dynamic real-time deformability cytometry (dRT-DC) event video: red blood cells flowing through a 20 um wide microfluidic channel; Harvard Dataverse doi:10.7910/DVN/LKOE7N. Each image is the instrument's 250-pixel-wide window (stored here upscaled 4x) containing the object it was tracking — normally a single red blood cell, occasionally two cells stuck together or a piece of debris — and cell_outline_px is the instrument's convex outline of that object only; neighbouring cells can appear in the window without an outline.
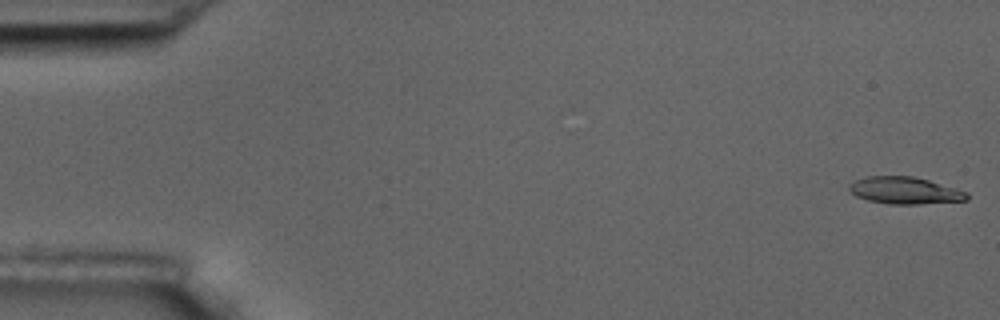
{"species": "common noctule bat (a hibernating species)", "species_latin": "Nyctalus noctula", "temperature_condition": "room temperature", "stored_images_in_passage": 55, "camera_frame_rate_fps": 3000, "um_per_image_px": 0.085, "animal": {"sex": "male", "body_mass_g": 17.5, "forearm_length_mm": 52.3}, "frame": {"image": 1, "passage_image": 1, "time_ms": 0.0, "image_size_px": [1000, 320], "cell_outline_px": [[968, 200], [920, 204], [888, 204], [868, 200], [856, 196], [848, 188], [848, 184], [856, 180], [868, 176], [912, 176], [928, 180], [956, 188], [968, 192]], "centroid_in_image_um": [76.92, 16.19], "position_along_channel_um": 8.1, "area_um2": 18.5}}
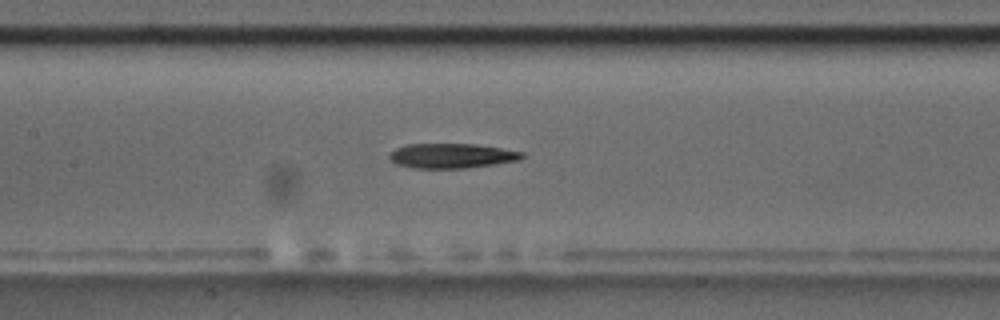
{"frame": {"image": 2, "passage_image": 26, "time_ms": 8.333, "image_size_px": [1000, 320], "cell_outline_px": [[524, 156], [520, 160], [496, 164], [468, 168], [412, 168], [396, 164], [388, 156], [396, 148], [408, 144], [476, 144], [524, 152]], "centroid_in_image_um": [38.42, 13.25], "position_along_channel_um": 169.0, "area_um2": 19.13}}
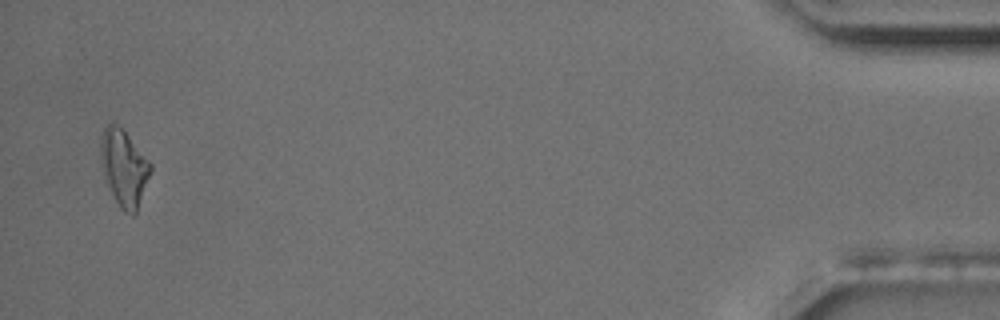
{"frame": {"image": 3, "passage_image": 54, "time_ms": 17.667, "image_size_px": [1000, 320], "cell_outline_px": [[152, 168], [136, 212], [132, 216], [124, 212], [120, 208], [104, 176], [100, 160], [100, 136], [104, 128], [112, 120], [128, 136], [152, 164]], "centroid_in_image_um": [10.52, 14.24], "position_along_channel_um": 424.7, "area_um2": 21.85}, "authors_computed_cell_mechanics": {"area_um2": 19.1896, "velocity_mm_per_s": 3.6368, "shape_relaxation_time_tau1_ms": 5.4637, "shape_relaxation_time_tau2_ms": null, "deformation_change_tau1": 0.2138, "deformation_change_tau2": null}}